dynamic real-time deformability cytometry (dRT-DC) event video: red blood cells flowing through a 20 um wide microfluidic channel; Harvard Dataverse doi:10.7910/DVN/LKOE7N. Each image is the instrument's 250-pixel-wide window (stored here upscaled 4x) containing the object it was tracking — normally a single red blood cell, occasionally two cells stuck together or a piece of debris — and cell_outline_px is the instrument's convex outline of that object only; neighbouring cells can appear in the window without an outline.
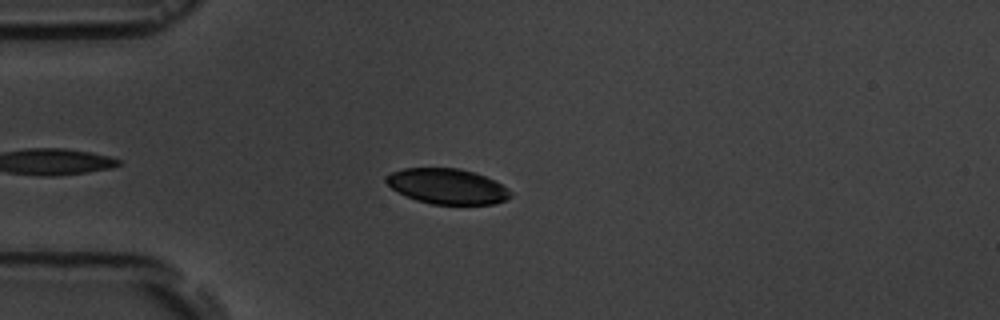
{"species": "common noctule bat (a hibernating species)", "species_latin": "Nyctalus noctula", "temperature_condition": "room temperature", "stored_images_in_passage": 4, "camera_frame_rate_fps": 3000, "um_per_image_px": 0.085, "animal": {"sex": "male", "body_mass_g": 19.5, "forearm_length_mm": 54.6}, "frame": {"image": 1, "passage_image": 1, "time_ms": 0.0, "image_size_px": [1000, 320], "cell_outline_px": [[512, 196], [496, 204], [432, 204], [416, 200], [404, 196], [392, 188], [384, 180], [384, 176], [392, 172], [404, 168], [460, 168], [484, 176], [500, 184], [512, 192]], "centroid_in_image_um": [37.98, 15.84], "position_along_channel_um": 47.0, "area_um2": 25.55}}
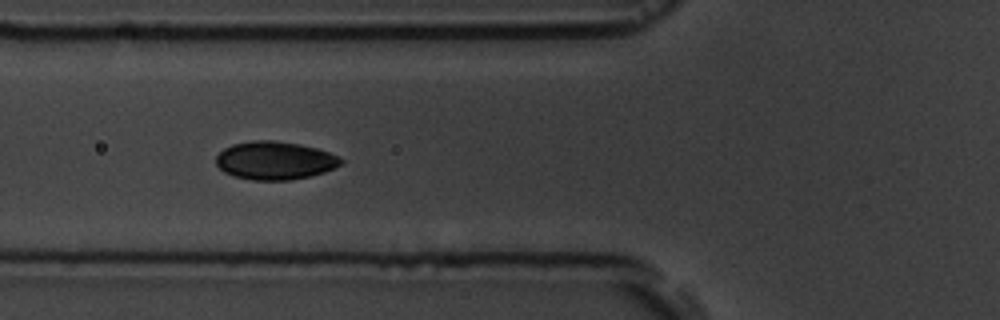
{"frame": {"image": 2, "passage_image": 3, "time_ms": 2.0, "image_size_px": [1000, 320], "cell_outline_px": [[344, 160], [340, 164], [324, 172], [308, 176], [288, 180], [252, 180], [232, 176], [224, 172], [216, 164], [216, 156], [224, 148], [232, 144], [252, 140], [272, 140], [300, 144], [316, 148], [328, 152]], "centroid_in_image_um": [23.31, 13.64], "position_along_channel_um": 102.5, "area_um2": 27.63}}
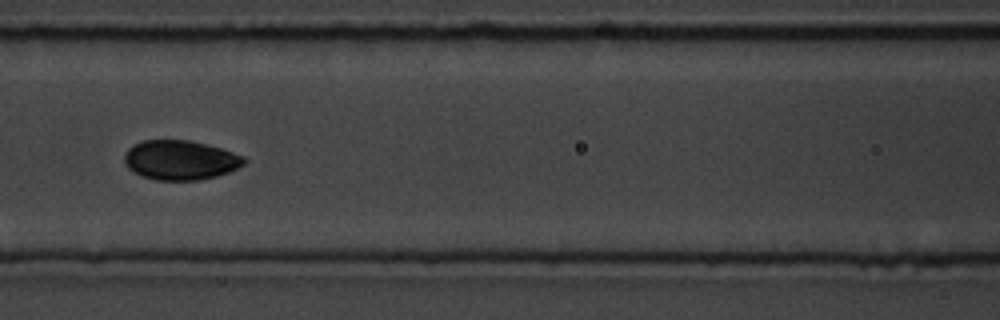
{"frame": {"image": 3, "passage_image": 4, "time_ms": 3.333, "image_size_px": [1000, 320], "cell_outline_px": [[248, 160], [244, 164], [228, 172], [216, 176], [200, 180], [156, 180], [144, 176], [128, 168], [124, 160], [124, 156], [128, 148], [144, 140], [188, 140], [220, 148], [244, 156]], "centroid_in_image_um": [15.34, 13.61], "position_along_channel_um": 151.3, "area_um2": 27.28}}